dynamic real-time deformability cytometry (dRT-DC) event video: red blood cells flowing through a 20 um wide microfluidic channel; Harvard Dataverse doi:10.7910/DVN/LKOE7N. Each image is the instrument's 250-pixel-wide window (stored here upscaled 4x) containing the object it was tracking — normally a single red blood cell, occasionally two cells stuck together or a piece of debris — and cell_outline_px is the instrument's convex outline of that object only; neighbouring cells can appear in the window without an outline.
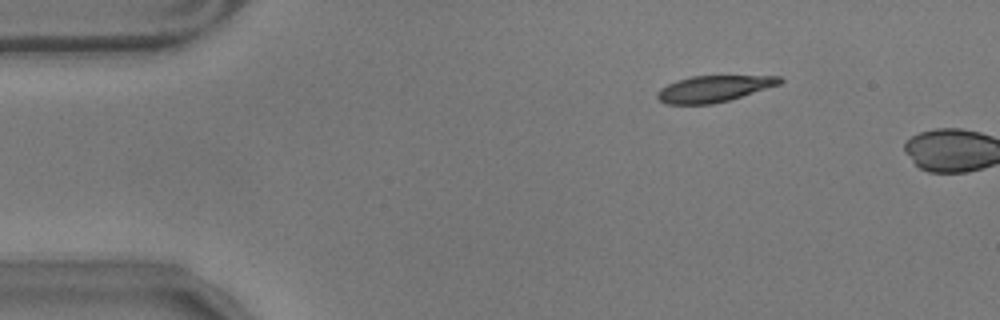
{"species": "common noctule bat (a hibernating species)", "species_latin": "Nyctalus noctula", "temperature_condition": "warm", "stored_images_in_passage": 3, "camera_frame_rate_fps": 3000, "um_per_image_px": 0.085, "animal": {"sex": "male", "body_mass_g": 17.9}, "frame": {"image": 1, "passage_image": 1, "time_ms": 0.0, "image_size_px": [1000, 320], "cell_outline_px": [[784, 80], [780, 84], [728, 100], [712, 104], [668, 104], [660, 100], [656, 96], [656, 92], [660, 88], [676, 80], [692, 76], [780, 76]], "centroid_in_image_um": [60.64, 7.54], "position_along_channel_um": 24.4, "area_um2": 18.61}}